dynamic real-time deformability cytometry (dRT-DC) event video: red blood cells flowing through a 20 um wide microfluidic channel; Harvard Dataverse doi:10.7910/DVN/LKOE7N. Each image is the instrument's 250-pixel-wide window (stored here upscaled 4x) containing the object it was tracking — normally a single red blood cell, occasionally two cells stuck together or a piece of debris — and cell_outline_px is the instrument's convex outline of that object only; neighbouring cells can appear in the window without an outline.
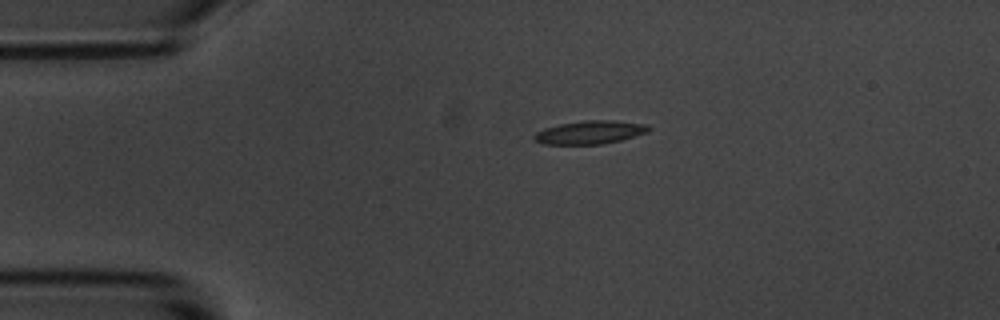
{"species": "common noctule bat (a hibernating species)", "species_latin": "Nyctalus noctula", "temperature_condition": "room temperature", "stored_images_in_passage": 9, "camera_frame_rate_fps": 3000, "um_per_image_px": 0.085, "animal": {"sex": "male", "body_mass_g": 20.1, "forearm_length_mm": 53.5}, "frame": {"image": 1, "passage_image": 1, "time_ms": 0.0, "image_size_px": [1000, 320], "cell_outline_px": [[652, 128], [648, 132], [620, 140], [600, 144], [544, 144], [532, 140], [532, 136], [536, 132], [544, 128], [560, 124], [584, 120], [616, 120], [648, 124]], "centroid_in_image_um": [50.14, 11.24], "position_along_channel_um": 34.9, "area_um2": 15.66}}
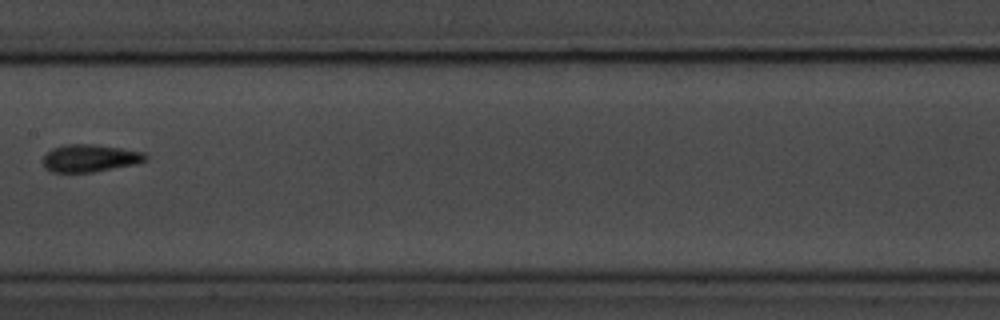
{"frame": {"image": 2, "passage_image": 6, "time_ms": 5.667, "image_size_px": [1000, 320], "cell_outline_px": [[148, 160], [136, 164], [92, 172], [52, 172], [44, 168], [44, 156], [52, 148], [64, 144], [92, 144], [120, 148], [144, 152], [148, 156]], "centroid_in_image_um": [7.66, 13.44], "position_along_channel_um": 199.7, "area_um2": 16.42}}
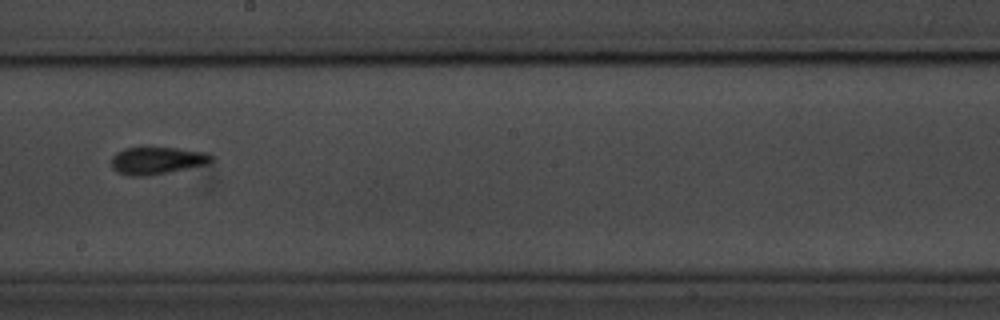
{"frame": {"image": 3, "passage_image": 7, "time_ms": 6.667, "image_size_px": [1000, 320], "cell_outline_px": [[212, 160], [208, 164], [168, 172], [144, 176], [128, 176], [116, 172], [112, 168], [112, 156], [116, 152], [124, 148], [176, 148], [204, 152], [212, 156]], "centroid_in_image_um": [13.3, 13.65], "position_along_channel_um": 234.9, "area_um2": 15.78}}